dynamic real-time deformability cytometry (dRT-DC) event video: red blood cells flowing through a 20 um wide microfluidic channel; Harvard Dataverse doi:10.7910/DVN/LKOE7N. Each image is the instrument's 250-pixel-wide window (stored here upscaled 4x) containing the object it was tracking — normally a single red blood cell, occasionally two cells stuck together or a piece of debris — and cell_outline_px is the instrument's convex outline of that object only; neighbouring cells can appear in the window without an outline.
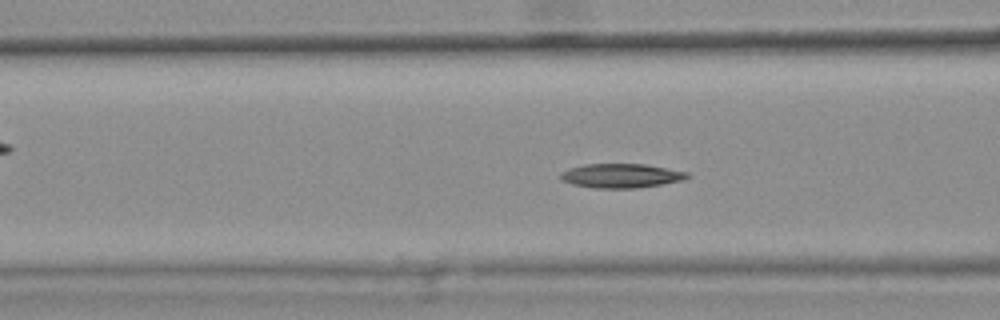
{"species": "common noctule bat (a hibernating species)", "species_latin": "Nyctalus noctula", "temperature_condition": "warm", "stored_images_in_passage": 46, "camera_frame_rate_fps": 3000, "um_per_image_px": 0.085, "animal": {"sex": "female", "body_mass_g": 25.1}, "frame": {"image": 1, "passage_image": 20, "time_ms": 6.333, "image_size_px": [1000, 320], "cell_outline_px": [[688, 176], [684, 180], [636, 188], [592, 188], [572, 184], [560, 180], [560, 172], [568, 168], [584, 164], [644, 164], [688, 172]], "centroid_in_image_um": [52.73, 14.94], "position_along_channel_um": 113.9, "area_um2": 17.86}}